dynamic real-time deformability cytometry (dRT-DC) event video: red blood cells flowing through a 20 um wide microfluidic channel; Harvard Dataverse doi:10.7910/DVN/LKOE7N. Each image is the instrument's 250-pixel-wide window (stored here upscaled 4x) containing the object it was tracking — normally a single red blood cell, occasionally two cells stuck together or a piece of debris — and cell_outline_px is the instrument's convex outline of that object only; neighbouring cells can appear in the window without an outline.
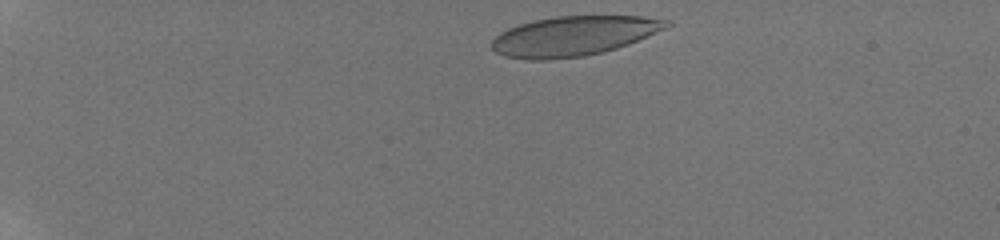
{"species": "human", "species_latin": "Homo sapiens", "temperature_condition": "room temperature", "stored_images_in_passage": 8, "camera_frame_rate_fps": 3000, "um_per_image_px": 0.085, "donor": {"sex": "male"}, "frame": {"image": 1, "passage_image": 1, "time_ms": 0.0, "image_size_px": [1000, 240], "cell_outline_px": [[672, 24], [668, 28], [628, 44], [616, 48], [584, 56], [548, 60], [528, 60], [504, 56], [496, 52], [492, 48], [492, 40], [500, 32], [508, 28], [532, 20], [556, 16], [644, 16], [672, 20]], "centroid_in_image_um": [48.78, 3.05], "position_along_channel_um": 36.2, "area_um2": 40.63}}
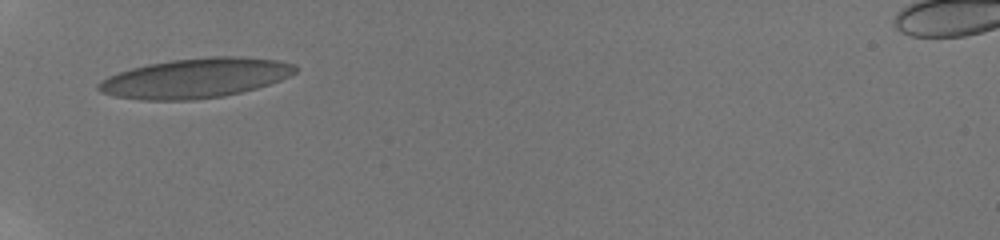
{"frame": {"image": 2, "passage_image": 4, "time_ms": 3.0, "image_size_px": [1000, 240], "cell_outline_px": [[300, 68], [296, 72], [280, 80], [256, 88], [224, 96], [192, 100], [140, 100], [116, 96], [100, 92], [96, 88], [96, 84], [100, 80], [108, 76], [132, 68], [148, 64], [172, 60], [212, 56], [240, 56], [280, 60], [296, 64]], "centroid_in_image_um": [16.63, 6.63], "position_along_channel_um": 68.4, "area_um2": 45.66}}
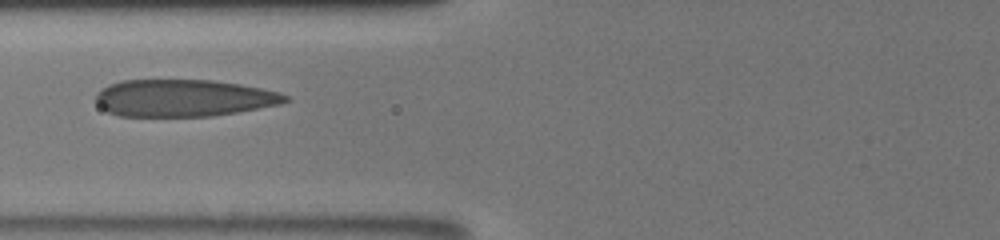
{"frame": {"image": 3, "passage_image": 6, "time_ms": 4.333, "image_size_px": [1000, 240], "cell_outline_px": [[292, 100], [280, 104], [236, 112], [212, 116], [120, 116], [108, 112], [100, 108], [96, 100], [96, 92], [108, 84], [120, 80], [212, 80], [240, 84], [280, 92], [288, 96]], "centroid_in_image_um": [15.59, 8.33], "position_along_channel_um": 110.2, "area_um2": 41.1}}